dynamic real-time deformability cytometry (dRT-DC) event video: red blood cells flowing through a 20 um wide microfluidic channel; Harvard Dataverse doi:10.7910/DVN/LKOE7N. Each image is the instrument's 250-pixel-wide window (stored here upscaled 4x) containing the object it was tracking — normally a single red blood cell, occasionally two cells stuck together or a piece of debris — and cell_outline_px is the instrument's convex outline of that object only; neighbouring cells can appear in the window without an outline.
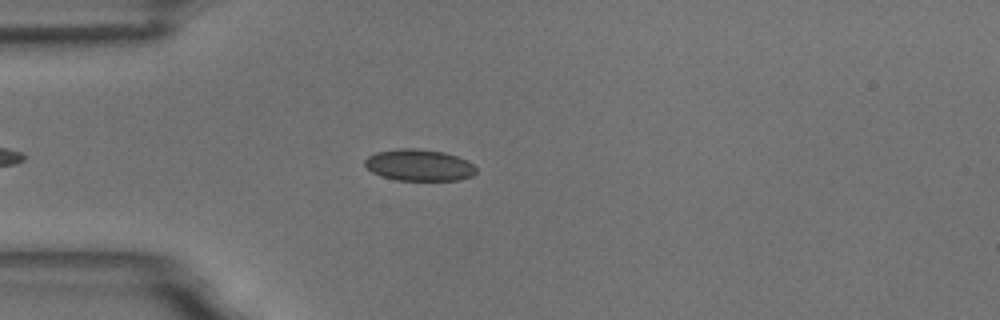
{"species": "common noctule bat (a hibernating species)", "species_latin": "Nyctalus noctula", "temperature_condition": "room temperature", "stored_images_in_passage": 40, "camera_frame_rate_fps": 3000, "um_per_image_px": 0.085, "animal": {"sex": "male", "body_mass_g": 18.8}, "frame": {"image": 1, "passage_image": 8, "time_ms": 2.333, "image_size_px": [1000, 320], "cell_outline_px": [[476, 172], [472, 176], [460, 180], [396, 180], [372, 172], [364, 164], [364, 160], [368, 156], [376, 152], [396, 148], [416, 148], [444, 152], [468, 160], [476, 168]], "centroid_in_image_um": [35.63, 14.02], "position_along_channel_um": 49.4, "area_um2": 20.52}}
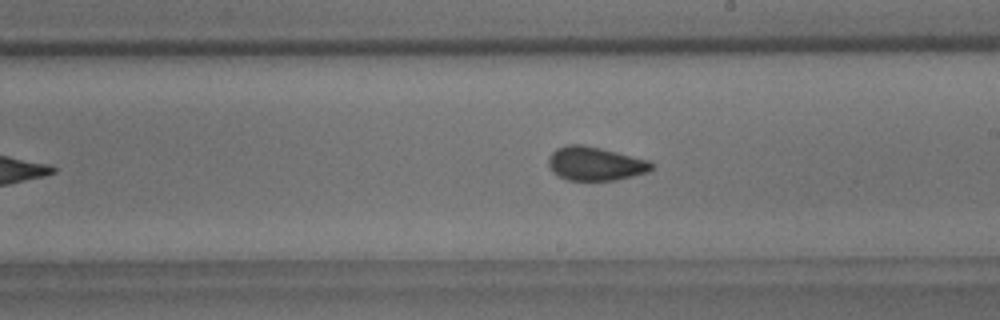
{"frame": {"image": 2, "passage_image": 24, "time_ms": 7.667, "image_size_px": [1000, 320], "cell_outline_px": [[656, 164], [648, 172], [616, 180], [568, 180], [552, 172], [548, 164], [548, 156], [556, 148], [564, 144], [580, 144], [600, 148], [648, 160]], "centroid_in_image_um": [50.57, 13.9], "position_along_channel_um": 238.4, "area_um2": 20.29}}
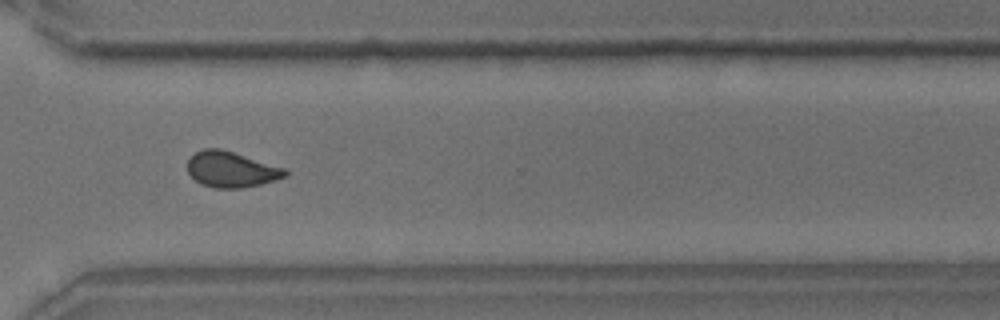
{"frame": {"image": 3, "passage_image": 33, "time_ms": 10.667, "image_size_px": [1000, 320], "cell_outline_px": [[288, 176], [276, 180], [260, 184], [240, 188], [216, 188], [200, 184], [188, 172], [188, 160], [196, 152], [204, 148], [220, 148], [284, 168], [288, 172]], "centroid_in_image_um": [19.65, 14.41], "position_along_channel_um": 350.9, "area_um2": 20.11}, "authors_computed_cell_mechanics": {"area_um2": 20.4612, "velocity_mm_per_s": 3.7624, "shape_relaxation_time_tau1_ms": null, "shape_relaxation_time_tau2_ms": 1.4203, "deformation_change_tau1": null, "deformation_change_tau2": 0.0679}}